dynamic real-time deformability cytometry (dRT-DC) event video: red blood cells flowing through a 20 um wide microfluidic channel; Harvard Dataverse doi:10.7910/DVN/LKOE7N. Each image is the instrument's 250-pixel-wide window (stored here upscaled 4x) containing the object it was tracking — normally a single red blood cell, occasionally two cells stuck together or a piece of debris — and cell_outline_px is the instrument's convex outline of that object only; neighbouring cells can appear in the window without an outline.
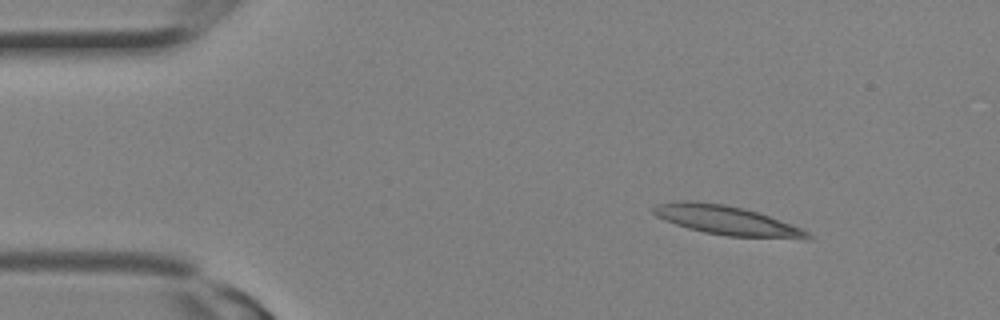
{"species": "Egyptian fruit bat (a non-hibernating species)", "species_latin": "Rousettus aegyptiacus", "temperature_condition": "room temperature", "stored_images_in_passage": 16, "camera_frame_rate_fps": 3000, "um_per_image_px": 0.085, "animal": {"sex": "female"}, "frame": {"image": 1, "passage_image": 3, "time_ms": 0.667, "image_size_px": [1000, 320], "cell_outline_px": [[812, 240], [804, 240], [728, 236], [704, 232], [688, 228], [664, 220], [656, 216], [652, 212], [652, 208], [656, 204], [680, 200], [692, 200], [724, 204], [744, 208], [792, 224], [808, 232], [812, 236]], "centroid_in_image_um": [61.8, 18.74], "position_along_channel_um": 23.2, "area_um2": 26.53}}
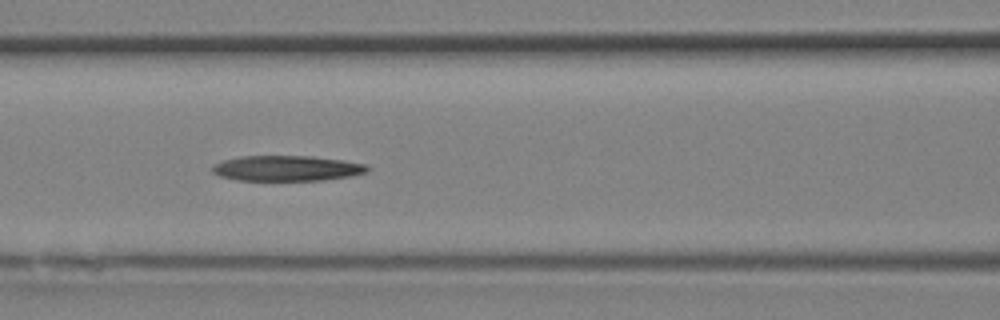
{"frame": {"image": 2, "passage_image": 11, "time_ms": 3.333, "image_size_px": [1000, 320], "cell_outline_px": [[372, 168], [368, 172], [352, 176], [324, 180], [236, 180], [220, 176], [212, 172], [212, 164], [224, 160], [240, 156], [312, 156], [344, 160], [368, 164]], "centroid_in_image_um": [24.43, 14.3], "position_along_channel_um": 142.2, "area_um2": 23.24}}
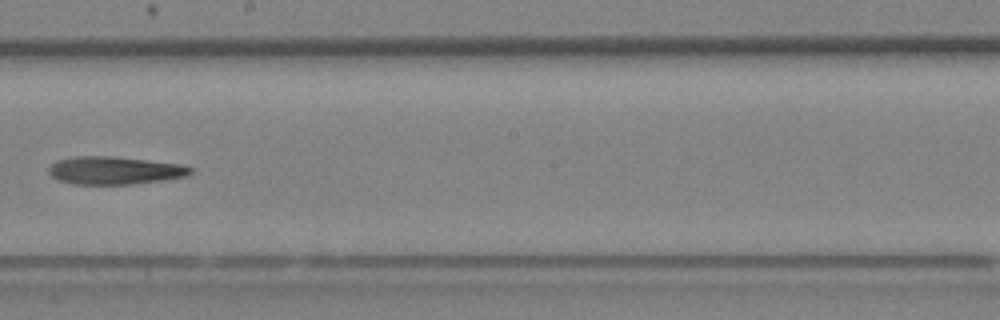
{"frame": {"image": 3, "passage_image": 15, "time_ms": 4.667, "image_size_px": [1000, 320], "cell_outline_px": [[192, 172], [188, 176], [132, 184], [76, 184], [60, 180], [52, 176], [48, 172], [48, 168], [56, 160], [72, 156], [112, 156], [184, 164], [192, 168]], "centroid_in_image_um": [9.75, 14.47], "position_along_channel_um": 238.5, "area_um2": 23.0}}